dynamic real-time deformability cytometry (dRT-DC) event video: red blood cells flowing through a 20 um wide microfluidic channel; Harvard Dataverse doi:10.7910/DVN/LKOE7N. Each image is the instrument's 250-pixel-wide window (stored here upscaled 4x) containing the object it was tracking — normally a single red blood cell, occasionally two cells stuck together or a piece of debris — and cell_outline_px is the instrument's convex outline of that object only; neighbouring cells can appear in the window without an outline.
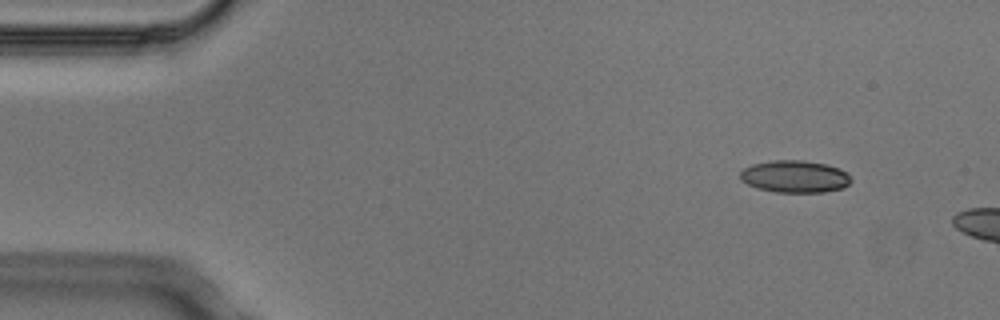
{"species": "Egyptian fruit bat (a non-hibernating species)", "species_latin": "Rousettus aegyptiacus", "temperature_condition": "cold", "stored_images_in_passage": 2, "camera_frame_rate_fps": 3000, "um_per_image_px": 0.085, "animal": {"sex": "male"}, "frame": {"image": 1, "passage_image": 1, "time_ms": 0.0, "image_size_px": [1000, 320], "cell_outline_px": [[852, 180], [844, 188], [824, 192], [776, 192], [756, 188], [740, 180], [740, 172], [744, 168], [752, 164], [772, 160], [804, 160], [828, 164], [840, 168]], "centroid_in_image_um": [67.55, 15.0], "position_along_channel_um": 17.5, "area_um2": 20.92}}